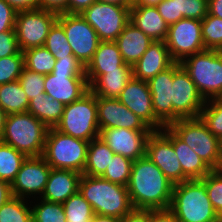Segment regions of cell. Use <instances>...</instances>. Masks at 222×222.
Here are the masks:
<instances>
[{"instance_id":"91938a15","label":"cell","mask_w":222,"mask_h":222,"mask_svg":"<svg viewBox=\"0 0 222 222\" xmlns=\"http://www.w3.org/2000/svg\"><path fill=\"white\" fill-rule=\"evenodd\" d=\"M215 170L222 172V138H219L218 162Z\"/></svg>"},{"instance_id":"7402d4cb","label":"cell","mask_w":222,"mask_h":222,"mask_svg":"<svg viewBox=\"0 0 222 222\" xmlns=\"http://www.w3.org/2000/svg\"><path fill=\"white\" fill-rule=\"evenodd\" d=\"M81 173L73 170L51 169L42 199L63 204L79 191Z\"/></svg>"},{"instance_id":"1f68e13d","label":"cell","mask_w":222,"mask_h":222,"mask_svg":"<svg viewBox=\"0 0 222 222\" xmlns=\"http://www.w3.org/2000/svg\"><path fill=\"white\" fill-rule=\"evenodd\" d=\"M23 55L25 68L44 76L53 72L56 59L45 46L30 48Z\"/></svg>"},{"instance_id":"d590c367","label":"cell","mask_w":222,"mask_h":222,"mask_svg":"<svg viewBox=\"0 0 222 222\" xmlns=\"http://www.w3.org/2000/svg\"><path fill=\"white\" fill-rule=\"evenodd\" d=\"M201 32L205 49L222 51V19L207 14L201 20Z\"/></svg>"},{"instance_id":"8992f818","label":"cell","mask_w":222,"mask_h":222,"mask_svg":"<svg viewBox=\"0 0 222 222\" xmlns=\"http://www.w3.org/2000/svg\"><path fill=\"white\" fill-rule=\"evenodd\" d=\"M180 65L205 100L222 97V51L206 49L186 57Z\"/></svg>"},{"instance_id":"3957f363","label":"cell","mask_w":222,"mask_h":222,"mask_svg":"<svg viewBox=\"0 0 222 222\" xmlns=\"http://www.w3.org/2000/svg\"><path fill=\"white\" fill-rule=\"evenodd\" d=\"M169 209L179 222H216L220 218L201 179L175 184Z\"/></svg>"},{"instance_id":"4316f807","label":"cell","mask_w":222,"mask_h":222,"mask_svg":"<svg viewBox=\"0 0 222 222\" xmlns=\"http://www.w3.org/2000/svg\"><path fill=\"white\" fill-rule=\"evenodd\" d=\"M132 77L131 66H119L118 70L105 71L89 86V90L95 96L118 98Z\"/></svg>"},{"instance_id":"52a82bcc","label":"cell","mask_w":222,"mask_h":222,"mask_svg":"<svg viewBox=\"0 0 222 222\" xmlns=\"http://www.w3.org/2000/svg\"><path fill=\"white\" fill-rule=\"evenodd\" d=\"M56 130L75 138L91 141L99 137L96 96L88 90L78 100L65 105Z\"/></svg>"},{"instance_id":"6da1fadb","label":"cell","mask_w":222,"mask_h":222,"mask_svg":"<svg viewBox=\"0 0 222 222\" xmlns=\"http://www.w3.org/2000/svg\"><path fill=\"white\" fill-rule=\"evenodd\" d=\"M173 186L147 156L133 161L127 189L134 209L169 208Z\"/></svg>"},{"instance_id":"680465c9","label":"cell","mask_w":222,"mask_h":222,"mask_svg":"<svg viewBox=\"0 0 222 222\" xmlns=\"http://www.w3.org/2000/svg\"><path fill=\"white\" fill-rule=\"evenodd\" d=\"M163 0H134L133 5L157 6Z\"/></svg>"},{"instance_id":"9f6ffc18","label":"cell","mask_w":222,"mask_h":222,"mask_svg":"<svg viewBox=\"0 0 222 222\" xmlns=\"http://www.w3.org/2000/svg\"><path fill=\"white\" fill-rule=\"evenodd\" d=\"M97 2H102L106 4L119 5L121 7L132 8L133 0H96Z\"/></svg>"},{"instance_id":"484cf974","label":"cell","mask_w":222,"mask_h":222,"mask_svg":"<svg viewBox=\"0 0 222 222\" xmlns=\"http://www.w3.org/2000/svg\"><path fill=\"white\" fill-rule=\"evenodd\" d=\"M115 42L123 61L132 67L141 58L153 40L129 22Z\"/></svg>"},{"instance_id":"d4e9b609","label":"cell","mask_w":222,"mask_h":222,"mask_svg":"<svg viewBox=\"0 0 222 222\" xmlns=\"http://www.w3.org/2000/svg\"><path fill=\"white\" fill-rule=\"evenodd\" d=\"M153 41H165L169 24L165 22L157 7L133 5L130 9V21Z\"/></svg>"},{"instance_id":"bcb514c9","label":"cell","mask_w":222,"mask_h":222,"mask_svg":"<svg viewBox=\"0 0 222 222\" xmlns=\"http://www.w3.org/2000/svg\"><path fill=\"white\" fill-rule=\"evenodd\" d=\"M17 11L5 0H0V33L15 30Z\"/></svg>"},{"instance_id":"8fae6325","label":"cell","mask_w":222,"mask_h":222,"mask_svg":"<svg viewBox=\"0 0 222 222\" xmlns=\"http://www.w3.org/2000/svg\"><path fill=\"white\" fill-rule=\"evenodd\" d=\"M74 57L84 66L92 60L100 43L95 29L80 14H58Z\"/></svg>"},{"instance_id":"7c38bea8","label":"cell","mask_w":222,"mask_h":222,"mask_svg":"<svg viewBox=\"0 0 222 222\" xmlns=\"http://www.w3.org/2000/svg\"><path fill=\"white\" fill-rule=\"evenodd\" d=\"M130 9L96 1L80 15L95 29L100 41H115L130 21Z\"/></svg>"},{"instance_id":"7dc6e473","label":"cell","mask_w":222,"mask_h":222,"mask_svg":"<svg viewBox=\"0 0 222 222\" xmlns=\"http://www.w3.org/2000/svg\"><path fill=\"white\" fill-rule=\"evenodd\" d=\"M156 7L167 24L177 22L175 0H163Z\"/></svg>"},{"instance_id":"b9f144b4","label":"cell","mask_w":222,"mask_h":222,"mask_svg":"<svg viewBox=\"0 0 222 222\" xmlns=\"http://www.w3.org/2000/svg\"><path fill=\"white\" fill-rule=\"evenodd\" d=\"M214 210L222 217V172L212 170L203 179Z\"/></svg>"},{"instance_id":"d6a6232c","label":"cell","mask_w":222,"mask_h":222,"mask_svg":"<svg viewBox=\"0 0 222 222\" xmlns=\"http://www.w3.org/2000/svg\"><path fill=\"white\" fill-rule=\"evenodd\" d=\"M67 222H89L95 215L91 205L77 191L63 203Z\"/></svg>"},{"instance_id":"44dd1931","label":"cell","mask_w":222,"mask_h":222,"mask_svg":"<svg viewBox=\"0 0 222 222\" xmlns=\"http://www.w3.org/2000/svg\"><path fill=\"white\" fill-rule=\"evenodd\" d=\"M174 63L165 41H153L132 66L133 77L148 82Z\"/></svg>"},{"instance_id":"f907efd6","label":"cell","mask_w":222,"mask_h":222,"mask_svg":"<svg viewBox=\"0 0 222 222\" xmlns=\"http://www.w3.org/2000/svg\"><path fill=\"white\" fill-rule=\"evenodd\" d=\"M120 222H150V209H132Z\"/></svg>"},{"instance_id":"8d00e7d4","label":"cell","mask_w":222,"mask_h":222,"mask_svg":"<svg viewBox=\"0 0 222 222\" xmlns=\"http://www.w3.org/2000/svg\"><path fill=\"white\" fill-rule=\"evenodd\" d=\"M44 46L56 60L73 55L63 27L56 21L50 28Z\"/></svg>"},{"instance_id":"94428289","label":"cell","mask_w":222,"mask_h":222,"mask_svg":"<svg viewBox=\"0 0 222 222\" xmlns=\"http://www.w3.org/2000/svg\"><path fill=\"white\" fill-rule=\"evenodd\" d=\"M6 116L7 115H6L5 111L0 106V140L3 135Z\"/></svg>"},{"instance_id":"cb8c5ba5","label":"cell","mask_w":222,"mask_h":222,"mask_svg":"<svg viewBox=\"0 0 222 222\" xmlns=\"http://www.w3.org/2000/svg\"><path fill=\"white\" fill-rule=\"evenodd\" d=\"M161 131L170 139L177 154L183 174L189 179H203L212 169L168 126Z\"/></svg>"},{"instance_id":"681fc988","label":"cell","mask_w":222,"mask_h":222,"mask_svg":"<svg viewBox=\"0 0 222 222\" xmlns=\"http://www.w3.org/2000/svg\"><path fill=\"white\" fill-rule=\"evenodd\" d=\"M150 222H179L169 208L150 209Z\"/></svg>"},{"instance_id":"ee69618b","label":"cell","mask_w":222,"mask_h":222,"mask_svg":"<svg viewBox=\"0 0 222 222\" xmlns=\"http://www.w3.org/2000/svg\"><path fill=\"white\" fill-rule=\"evenodd\" d=\"M53 74H85L84 66L74 57L69 55L67 58L56 60Z\"/></svg>"},{"instance_id":"83f0119b","label":"cell","mask_w":222,"mask_h":222,"mask_svg":"<svg viewBox=\"0 0 222 222\" xmlns=\"http://www.w3.org/2000/svg\"><path fill=\"white\" fill-rule=\"evenodd\" d=\"M64 104L52 96L41 93L29 101L27 112L31 113L48 128L55 127L63 115Z\"/></svg>"},{"instance_id":"f546056e","label":"cell","mask_w":222,"mask_h":222,"mask_svg":"<svg viewBox=\"0 0 222 222\" xmlns=\"http://www.w3.org/2000/svg\"><path fill=\"white\" fill-rule=\"evenodd\" d=\"M0 106L6 115L27 112L29 100L18 80L0 85Z\"/></svg>"},{"instance_id":"277c9868","label":"cell","mask_w":222,"mask_h":222,"mask_svg":"<svg viewBox=\"0 0 222 222\" xmlns=\"http://www.w3.org/2000/svg\"><path fill=\"white\" fill-rule=\"evenodd\" d=\"M48 127L31 113L6 116L1 142L14 147L27 157L42 156Z\"/></svg>"},{"instance_id":"d6986e66","label":"cell","mask_w":222,"mask_h":222,"mask_svg":"<svg viewBox=\"0 0 222 222\" xmlns=\"http://www.w3.org/2000/svg\"><path fill=\"white\" fill-rule=\"evenodd\" d=\"M44 90L46 95L68 105L88 90L89 85L85 74H47L44 76Z\"/></svg>"},{"instance_id":"f5cc1de1","label":"cell","mask_w":222,"mask_h":222,"mask_svg":"<svg viewBox=\"0 0 222 222\" xmlns=\"http://www.w3.org/2000/svg\"><path fill=\"white\" fill-rule=\"evenodd\" d=\"M17 12L39 8L40 0H5Z\"/></svg>"},{"instance_id":"db71d44e","label":"cell","mask_w":222,"mask_h":222,"mask_svg":"<svg viewBox=\"0 0 222 222\" xmlns=\"http://www.w3.org/2000/svg\"><path fill=\"white\" fill-rule=\"evenodd\" d=\"M12 197L11 184L0 179V207Z\"/></svg>"},{"instance_id":"ab89813d","label":"cell","mask_w":222,"mask_h":222,"mask_svg":"<svg viewBox=\"0 0 222 222\" xmlns=\"http://www.w3.org/2000/svg\"><path fill=\"white\" fill-rule=\"evenodd\" d=\"M177 22L184 18L202 20L208 14V0H175Z\"/></svg>"},{"instance_id":"9c48e42d","label":"cell","mask_w":222,"mask_h":222,"mask_svg":"<svg viewBox=\"0 0 222 222\" xmlns=\"http://www.w3.org/2000/svg\"><path fill=\"white\" fill-rule=\"evenodd\" d=\"M57 18L58 14L39 8L17 12L14 29L20 50L44 46Z\"/></svg>"},{"instance_id":"f35d334b","label":"cell","mask_w":222,"mask_h":222,"mask_svg":"<svg viewBox=\"0 0 222 222\" xmlns=\"http://www.w3.org/2000/svg\"><path fill=\"white\" fill-rule=\"evenodd\" d=\"M40 201L31 207L33 222H67L63 204L44 199Z\"/></svg>"},{"instance_id":"2e32d148","label":"cell","mask_w":222,"mask_h":222,"mask_svg":"<svg viewBox=\"0 0 222 222\" xmlns=\"http://www.w3.org/2000/svg\"><path fill=\"white\" fill-rule=\"evenodd\" d=\"M118 100L141 118L152 130L165 127L156 117L147 81L132 77L121 91Z\"/></svg>"},{"instance_id":"836d02e7","label":"cell","mask_w":222,"mask_h":222,"mask_svg":"<svg viewBox=\"0 0 222 222\" xmlns=\"http://www.w3.org/2000/svg\"><path fill=\"white\" fill-rule=\"evenodd\" d=\"M27 199L13 196L0 207V222H33L31 206Z\"/></svg>"},{"instance_id":"f1b7e54d","label":"cell","mask_w":222,"mask_h":222,"mask_svg":"<svg viewBox=\"0 0 222 222\" xmlns=\"http://www.w3.org/2000/svg\"><path fill=\"white\" fill-rule=\"evenodd\" d=\"M114 154L100 137L91 140L88 145L87 161L83 174L101 177L105 173Z\"/></svg>"},{"instance_id":"e0dca14e","label":"cell","mask_w":222,"mask_h":222,"mask_svg":"<svg viewBox=\"0 0 222 222\" xmlns=\"http://www.w3.org/2000/svg\"><path fill=\"white\" fill-rule=\"evenodd\" d=\"M152 131L110 128L100 130L99 137L115 154L134 161L146 156V143Z\"/></svg>"},{"instance_id":"6125c7cd","label":"cell","mask_w":222,"mask_h":222,"mask_svg":"<svg viewBox=\"0 0 222 222\" xmlns=\"http://www.w3.org/2000/svg\"><path fill=\"white\" fill-rule=\"evenodd\" d=\"M216 222H222V217H220Z\"/></svg>"},{"instance_id":"c3c4849f","label":"cell","mask_w":222,"mask_h":222,"mask_svg":"<svg viewBox=\"0 0 222 222\" xmlns=\"http://www.w3.org/2000/svg\"><path fill=\"white\" fill-rule=\"evenodd\" d=\"M68 0H40L39 9L51 11L56 14L67 13Z\"/></svg>"},{"instance_id":"4dcf8cb0","label":"cell","mask_w":222,"mask_h":222,"mask_svg":"<svg viewBox=\"0 0 222 222\" xmlns=\"http://www.w3.org/2000/svg\"><path fill=\"white\" fill-rule=\"evenodd\" d=\"M26 158L25 154L0 141V179L11 184Z\"/></svg>"},{"instance_id":"816d5d0a","label":"cell","mask_w":222,"mask_h":222,"mask_svg":"<svg viewBox=\"0 0 222 222\" xmlns=\"http://www.w3.org/2000/svg\"><path fill=\"white\" fill-rule=\"evenodd\" d=\"M94 2H96V0H68L67 14H81Z\"/></svg>"},{"instance_id":"6f0895ef","label":"cell","mask_w":222,"mask_h":222,"mask_svg":"<svg viewBox=\"0 0 222 222\" xmlns=\"http://www.w3.org/2000/svg\"><path fill=\"white\" fill-rule=\"evenodd\" d=\"M89 222H120V219L111 216L95 214Z\"/></svg>"},{"instance_id":"603a6c76","label":"cell","mask_w":222,"mask_h":222,"mask_svg":"<svg viewBox=\"0 0 222 222\" xmlns=\"http://www.w3.org/2000/svg\"><path fill=\"white\" fill-rule=\"evenodd\" d=\"M119 66H129L123 61L115 41H100L92 60L85 67L87 83L90 86L105 71L118 70Z\"/></svg>"},{"instance_id":"ffe728a7","label":"cell","mask_w":222,"mask_h":222,"mask_svg":"<svg viewBox=\"0 0 222 222\" xmlns=\"http://www.w3.org/2000/svg\"><path fill=\"white\" fill-rule=\"evenodd\" d=\"M173 65L148 81L155 117L164 125L173 123Z\"/></svg>"},{"instance_id":"4fadbf2b","label":"cell","mask_w":222,"mask_h":222,"mask_svg":"<svg viewBox=\"0 0 222 222\" xmlns=\"http://www.w3.org/2000/svg\"><path fill=\"white\" fill-rule=\"evenodd\" d=\"M165 44L175 62L206 50L202 39L201 20L184 18L169 25Z\"/></svg>"},{"instance_id":"5bb4252c","label":"cell","mask_w":222,"mask_h":222,"mask_svg":"<svg viewBox=\"0 0 222 222\" xmlns=\"http://www.w3.org/2000/svg\"><path fill=\"white\" fill-rule=\"evenodd\" d=\"M146 156L164 173L172 184L189 180L182 171L170 139L161 131L153 130L146 143Z\"/></svg>"},{"instance_id":"5b68a950","label":"cell","mask_w":222,"mask_h":222,"mask_svg":"<svg viewBox=\"0 0 222 222\" xmlns=\"http://www.w3.org/2000/svg\"><path fill=\"white\" fill-rule=\"evenodd\" d=\"M89 141L64 134L54 127L47 131L42 157L53 169L83 174Z\"/></svg>"},{"instance_id":"60d3db41","label":"cell","mask_w":222,"mask_h":222,"mask_svg":"<svg viewBox=\"0 0 222 222\" xmlns=\"http://www.w3.org/2000/svg\"><path fill=\"white\" fill-rule=\"evenodd\" d=\"M24 67L23 54L0 58V85L18 80Z\"/></svg>"},{"instance_id":"11a10c76","label":"cell","mask_w":222,"mask_h":222,"mask_svg":"<svg viewBox=\"0 0 222 222\" xmlns=\"http://www.w3.org/2000/svg\"><path fill=\"white\" fill-rule=\"evenodd\" d=\"M208 14L222 19V0H208Z\"/></svg>"},{"instance_id":"74e56055","label":"cell","mask_w":222,"mask_h":222,"mask_svg":"<svg viewBox=\"0 0 222 222\" xmlns=\"http://www.w3.org/2000/svg\"><path fill=\"white\" fill-rule=\"evenodd\" d=\"M200 118L214 136L222 138V97L206 100Z\"/></svg>"},{"instance_id":"9a60e30c","label":"cell","mask_w":222,"mask_h":222,"mask_svg":"<svg viewBox=\"0 0 222 222\" xmlns=\"http://www.w3.org/2000/svg\"><path fill=\"white\" fill-rule=\"evenodd\" d=\"M51 169L42 156L27 157L11 183L13 196L24 199L30 198L31 195L42 196Z\"/></svg>"},{"instance_id":"e575fe53","label":"cell","mask_w":222,"mask_h":222,"mask_svg":"<svg viewBox=\"0 0 222 222\" xmlns=\"http://www.w3.org/2000/svg\"><path fill=\"white\" fill-rule=\"evenodd\" d=\"M133 160L120 154H114L113 158L101 176L102 178L122 186H127L132 169Z\"/></svg>"},{"instance_id":"30bf717a","label":"cell","mask_w":222,"mask_h":222,"mask_svg":"<svg viewBox=\"0 0 222 222\" xmlns=\"http://www.w3.org/2000/svg\"><path fill=\"white\" fill-rule=\"evenodd\" d=\"M173 122L200 117L206 103L189 74L179 62L173 64L172 84Z\"/></svg>"},{"instance_id":"f6af8a7d","label":"cell","mask_w":222,"mask_h":222,"mask_svg":"<svg viewBox=\"0 0 222 222\" xmlns=\"http://www.w3.org/2000/svg\"><path fill=\"white\" fill-rule=\"evenodd\" d=\"M23 54L20 50L15 30L0 33V58Z\"/></svg>"},{"instance_id":"ac0fdd59","label":"cell","mask_w":222,"mask_h":222,"mask_svg":"<svg viewBox=\"0 0 222 222\" xmlns=\"http://www.w3.org/2000/svg\"><path fill=\"white\" fill-rule=\"evenodd\" d=\"M99 130L126 128L131 130H152L141 118L136 116L118 98L96 96Z\"/></svg>"},{"instance_id":"ba28073f","label":"cell","mask_w":222,"mask_h":222,"mask_svg":"<svg viewBox=\"0 0 222 222\" xmlns=\"http://www.w3.org/2000/svg\"><path fill=\"white\" fill-rule=\"evenodd\" d=\"M204 162L215 170L219 138L214 136L200 117L179 119L168 126Z\"/></svg>"},{"instance_id":"7a4b0ae2","label":"cell","mask_w":222,"mask_h":222,"mask_svg":"<svg viewBox=\"0 0 222 222\" xmlns=\"http://www.w3.org/2000/svg\"><path fill=\"white\" fill-rule=\"evenodd\" d=\"M79 192L91 205L94 214L121 219L133 209L127 186L112 183L99 176L82 174Z\"/></svg>"},{"instance_id":"7bdbcfd3","label":"cell","mask_w":222,"mask_h":222,"mask_svg":"<svg viewBox=\"0 0 222 222\" xmlns=\"http://www.w3.org/2000/svg\"><path fill=\"white\" fill-rule=\"evenodd\" d=\"M18 82L22 86L29 101L34 97H39L41 93H45L44 75L33 72L25 67L18 78Z\"/></svg>"}]
</instances>
